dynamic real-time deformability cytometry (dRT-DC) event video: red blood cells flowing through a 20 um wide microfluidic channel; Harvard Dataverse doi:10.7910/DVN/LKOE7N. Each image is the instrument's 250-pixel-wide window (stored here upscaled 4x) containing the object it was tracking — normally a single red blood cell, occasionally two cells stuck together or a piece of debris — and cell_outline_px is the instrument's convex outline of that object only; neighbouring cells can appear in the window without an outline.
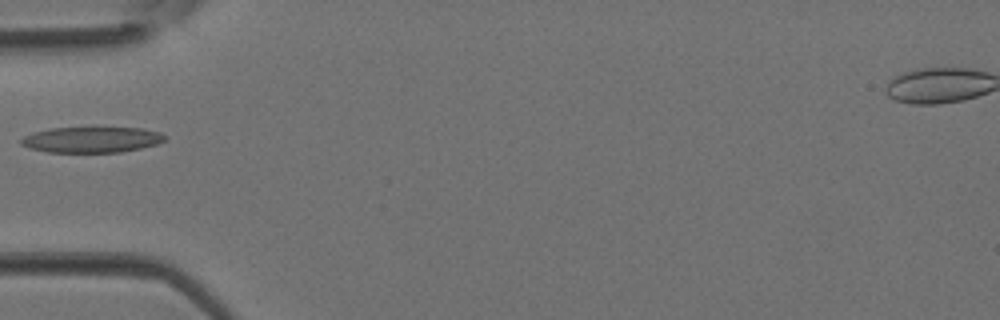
{"species": "Egyptian fruit bat (a non-hibernating species)", "species_latin": "Rousettus aegyptiacus", "temperature_condition": "room temperature", "stored_images_in_passage": 3, "camera_frame_rate_fps": 3000, "um_per_image_px": 0.085, "animal": {"sex": "female"}, "frame": {"image": 1, "passage_image": 3, "time_ms": 0.667, "image_size_px": [1000, 320], "cell_outline_px": [[164, 140], [156, 144], [140, 148], [120, 152], [48, 152], [32, 148], [20, 144], [20, 140], [24, 136], [48, 128], [140, 128], [160, 132], [164, 136]], "centroid_in_image_um": [7.77, 11.87], "position_along_channel_um": 77.2, "area_um2": 21.21}}